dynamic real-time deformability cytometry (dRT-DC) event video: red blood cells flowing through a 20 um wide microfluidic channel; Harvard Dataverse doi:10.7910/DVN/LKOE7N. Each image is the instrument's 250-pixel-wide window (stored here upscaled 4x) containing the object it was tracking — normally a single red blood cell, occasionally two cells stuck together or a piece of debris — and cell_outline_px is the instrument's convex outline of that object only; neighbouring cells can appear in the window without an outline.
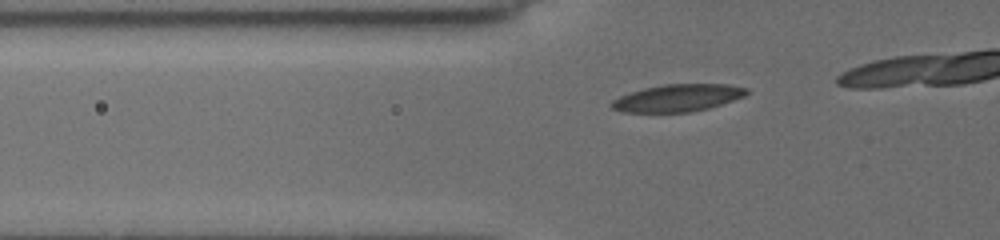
{"species": "common noctule bat (a hibernating species)", "species_latin": "Nyctalus noctula", "temperature_condition": "cold", "stored_images_in_passage": 15, "camera_frame_rate_fps": 3000, "um_per_image_px": 0.085, "animal": {"sex": "female", "body_mass_g": 19.5, "forearm_length_mm": 54.1}, "frame": {"image": 1, "passage_image": 9, "time_ms": 2.667, "image_size_px": [1000, 240], "cell_outline_px": [[748, 92], [744, 96], [708, 108], [688, 112], [620, 112], [612, 108], [608, 104], [612, 100], [620, 96], [644, 88], [664, 84], [728, 84], [748, 88]], "centroid_in_image_um": [57.57, 8.32], "position_along_channel_um": 68.2, "area_um2": 21.33}}
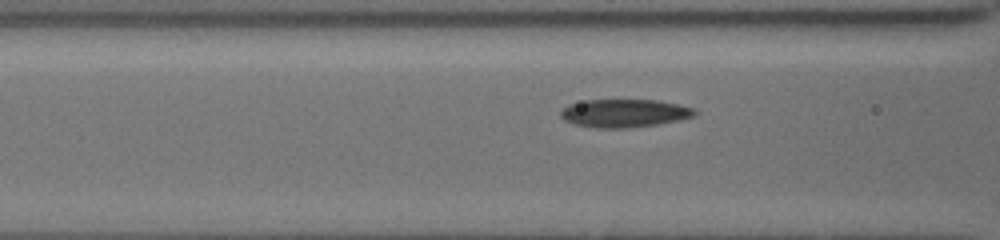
{"frame": {"image": 2, "passage_image": 13, "time_ms": 4.0, "image_size_px": [1000, 240], "cell_outline_px": [[696, 112], [692, 116], [676, 120], [656, 124], [628, 128], [596, 128], [576, 124], [564, 120], [560, 116], [560, 112], [568, 104], [584, 100], [656, 100], [676, 104], [692, 108]], "centroid_in_image_um": [52.99, 9.62], "position_along_channel_um": 113.6, "area_um2": 21.62}}